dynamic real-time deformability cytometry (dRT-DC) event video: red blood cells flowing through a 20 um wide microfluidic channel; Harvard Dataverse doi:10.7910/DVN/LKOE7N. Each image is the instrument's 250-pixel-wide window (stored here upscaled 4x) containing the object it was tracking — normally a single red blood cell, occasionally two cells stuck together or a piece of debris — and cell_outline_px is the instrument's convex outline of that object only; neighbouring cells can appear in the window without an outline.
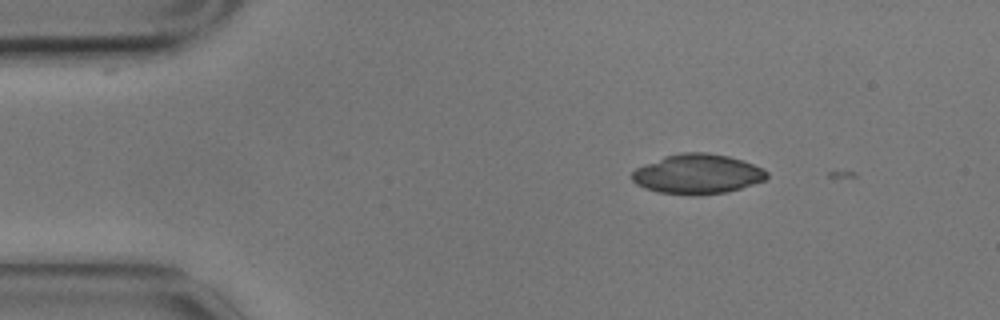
{"species": "common noctule bat (a hibernating species)", "species_latin": "Nyctalus noctula", "temperature_condition": "cold", "stored_images_in_passage": 4, "camera_frame_rate_fps": 3000, "um_per_image_px": 0.085, "animal": {"sex": "male", "body_mass_g": 17.9}, "frame": {"image": 1, "passage_image": 2, "time_ms": 0.333, "image_size_px": [1000, 320], "cell_outline_px": [[768, 176], [764, 180], [740, 188], [724, 192], [696, 196], [692, 196], [656, 192], [644, 188], [636, 184], [632, 180], [632, 172], [636, 168], [644, 164], [664, 156], [680, 152], [708, 152], [728, 156], [764, 168], [768, 172]], "centroid_in_image_um": [59.25, 14.8], "position_along_channel_um": 25.8, "area_um2": 31.39}}